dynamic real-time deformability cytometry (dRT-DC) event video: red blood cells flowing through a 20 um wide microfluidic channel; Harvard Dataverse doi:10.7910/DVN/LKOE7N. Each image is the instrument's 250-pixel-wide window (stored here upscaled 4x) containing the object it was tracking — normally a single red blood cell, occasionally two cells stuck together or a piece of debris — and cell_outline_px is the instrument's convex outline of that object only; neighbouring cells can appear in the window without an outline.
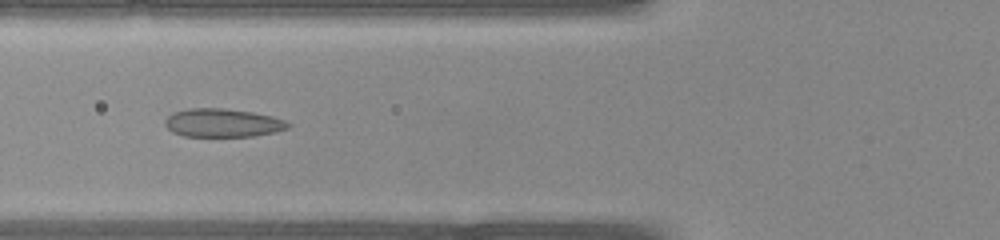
{"species": "common noctule bat (a hibernating species)", "species_latin": "Nyctalus noctula", "temperature_condition": "warm", "stored_images_in_passage": 32, "camera_frame_rate_fps": 3000, "um_per_image_px": 0.085, "animal": {"sex": "female", "body_mass_g": 22.0, "forearm_length_mm": 56.7}, "frame": {"image": 1, "passage_image": 6, "time_ms": 1.667, "image_size_px": [1000, 240], "cell_outline_px": [[292, 124], [288, 128], [276, 132], [252, 136], [184, 136], [172, 132], [164, 124], [164, 120], [172, 112], [188, 108], [224, 108], [252, 112], [272, 116], [284, 120]], "centroid_in_image_um": [18.91, 10.44], "position_along_channel_um": 106.9, "area_um2": 20.46}}
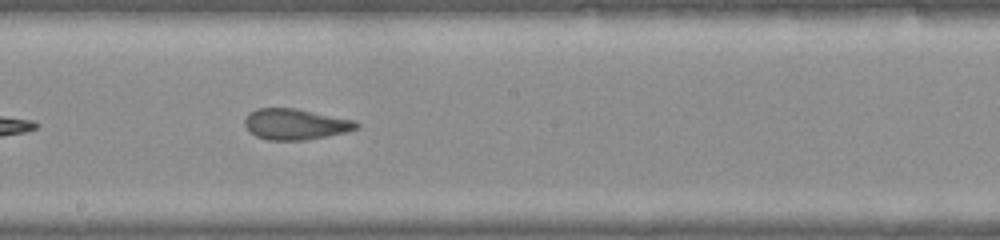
{"frame": {"image": 2, "passage_image": 13, "time_ms": 4.0, "image_size_px": [1000, 240], "cell_outline_px": [[360, 128], [348, 132], [304, 140], [268, 140], [256, 136], [244, 124], [244, 120], [248, 112], [256, 108], [296, 108], [356, 120], [360, 124]], "centroid_in_image_um": [25.15, 10.55], "position_along_channel_um": 223.0, "area_um2": 20.29}}
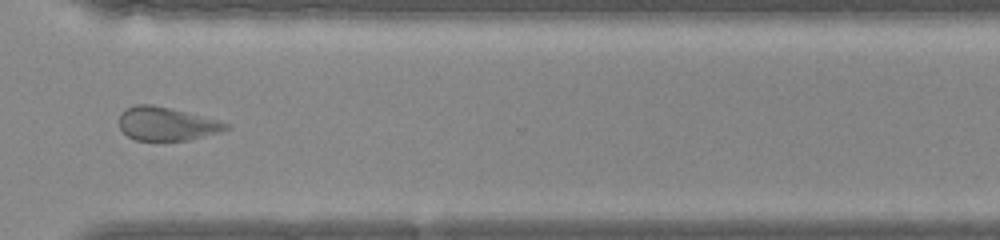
{"frame": {"image": 3, "passage_image": 21, "time_ms": 6.667, "image_size_px": [1000, 240], "cell_outline_px": [[228, 128], [220, 132], [188, 140], [136, 140], [128, 136], [120, 128], [120, 116], [128, 108], [136, 104], [152, 104], [216, 120], [228, 124]], "centroid_in_image_um": [14.13, 10.54], "position_along_channel_um": 356.5, "area_um2": 20.17}}